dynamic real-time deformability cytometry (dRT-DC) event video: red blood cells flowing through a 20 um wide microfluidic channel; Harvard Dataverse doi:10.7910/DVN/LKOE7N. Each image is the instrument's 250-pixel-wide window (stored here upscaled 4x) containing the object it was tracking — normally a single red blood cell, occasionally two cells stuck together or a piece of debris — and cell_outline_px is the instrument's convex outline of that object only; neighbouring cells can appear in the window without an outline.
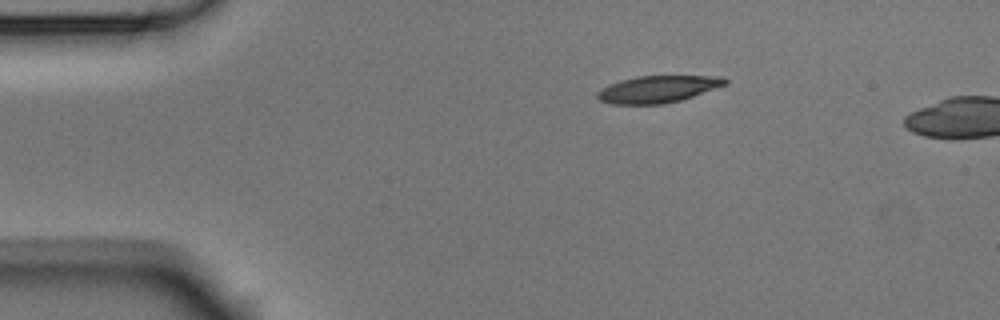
{"species": "Egyptian fruit bat (a non-hibernating species)", "species_latin": "Rousettus aegyptiacus", "temperature_condition": "room temperature", "stored_images_in_passage": 2, "camera_frame_rate_fps": 3000, "um_per_image_px": 0.085, "animal": {"sex": "male"}, "frame": {"image": 1, "passage_image": 1, "time_ms": 0.0, "image_size_px": [1000, 320], "cell_outline_px": [[728, 84], [680, 100], [664, 104], [612, 104], [600, 100], [596, 96], [596, 92], [600, 88], [608, 84], [620, 80], [636, 76], [724, 76], [728, 80]], "centroid_in_image_um": [55.89, 7.57], "position_along_channel_um": 29.1, "area_um2": 20.17}}